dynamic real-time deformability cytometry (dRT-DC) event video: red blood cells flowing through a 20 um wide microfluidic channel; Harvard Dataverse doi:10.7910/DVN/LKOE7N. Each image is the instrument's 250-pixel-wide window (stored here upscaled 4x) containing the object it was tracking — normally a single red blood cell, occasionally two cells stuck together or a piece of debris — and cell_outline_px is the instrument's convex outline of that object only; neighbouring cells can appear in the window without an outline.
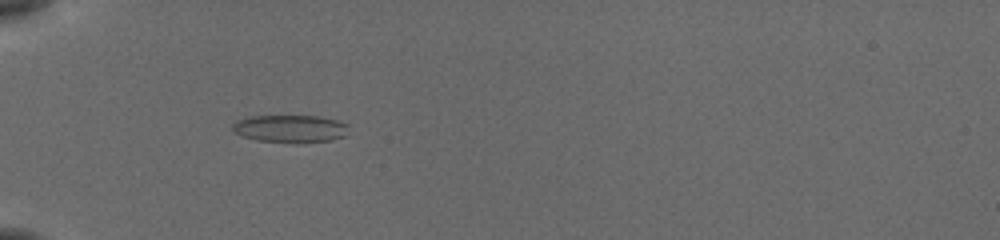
{"species": "common noctule bat (a hibernating species)", "species_latin": "Nyctalus noctula", "temperature_condition": "cold", "stored_images_in_passage": 44, "camera_frame_rate_fps": 3000, "um_per_image_px": 0.085, "animal": {"sex": "female", "body_mass_g": 19.5, "forearm_length_mm": 54.1}, "frame": {"image": 1, "passage_image": 8, "time_ms": 2.333, "image_size_px": [1000, 240], "cell_outline_px": [[348, 124], [344, 136], [332, 140], [256, 140], [232, 132], [232, 124], [236, 120], [252, 116], [316, 116], [336, 120]], "centroid_in_image_um": [24.61, 10.89], "position_along_channel_um": 60.4, "area_um2": 17.74}}
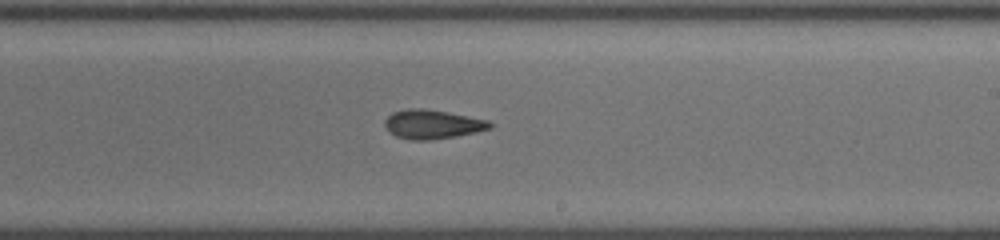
{"frame": {"image": 2, "passage_image": 24, "time_ms": 7.667, "image_size_px": [1000, 240], "cell_outline_px": [[492, 128], [476, 132], [456, 136], [432, 140], [408, 140], [396, 136], [384, 124], [384, 120], [392, 112], [408, 108], [424, 108], [448, 112], [488, 120], [492, 124]], "centroid_in_image_um": [36.76, 10.56], "position_along_channel_um": 252.2, "area_um2": 17.8}}
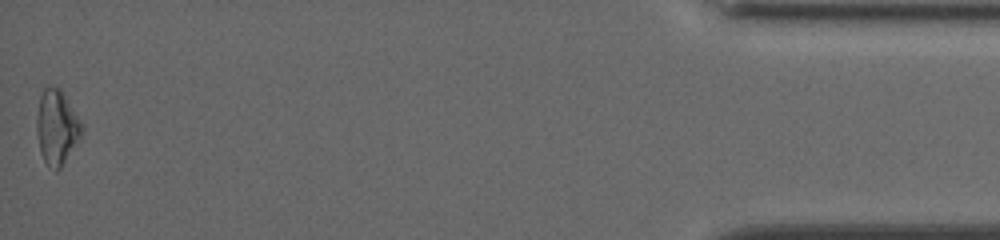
{"frame": {"image": 3, "passage_image": 44, "time_ms": 14.333, "image_size_px": [1000, 240], "cell_outline_px": [[80, 136], [60, 168], [56, 172], [48, 168], [40, 152], [36, 128], [36, 120], [40, 96], [44, 88], [48, 84], [60, 88], [80, 124]], "centroid_in_image_um": [4.75, 10.82], "position_along_channel_um": 430.5, "area_um2": 18.96}, "authors_computed_cell_mechanics": {"area_um2": 17.7446, "velocity_mm_per_s": 3.8316, "shape_relaxation_time_tau1_ms": null, "shape_relaxation_time_tau2_ms": 6.0532, "deformation_change_tau1": null, "deformation_change_tau2": 0.1486}}